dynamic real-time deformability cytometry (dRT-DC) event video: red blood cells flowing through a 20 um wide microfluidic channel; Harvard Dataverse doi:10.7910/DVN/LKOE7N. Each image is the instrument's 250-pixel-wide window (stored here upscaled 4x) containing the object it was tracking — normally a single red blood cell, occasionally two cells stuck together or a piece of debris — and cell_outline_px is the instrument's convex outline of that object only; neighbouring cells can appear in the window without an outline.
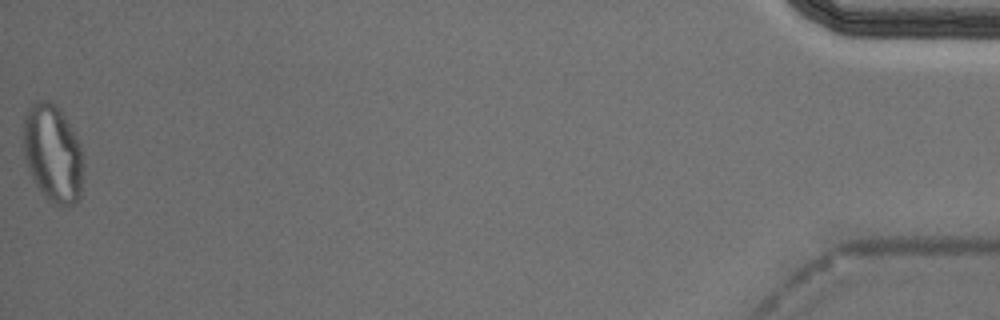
{"species": "Egyptian fruit bat (a non-hibernating species)", "species_latin": "Rousettus aegyptiacus", "temperature_condition": "cold", "stored_images_in_passage": 41, "segment_of_instrument_passage": [2, 2], "camera_frame_rate_fps": 3000, "um_per_image_px": 0.085, "animal": {"sex": "male"}, "frame": {"image": 1, "passage_image": 41, "time_ms": 13.333, "image_size_px": [1000, 320], "cell_outline_px": [[84, 164], [80, 200], [68, 208], [60, 208], [52, 204], [44, 196], [32, 180], [24, 160], [24, 116], [28, 108], [36, 100], [52, 100], [56, 104], [64, 116], [76, 136], [80, 144]], "centroid_in_image_um": [4.5, 13.1], "position_along_channel_um": 430.7, "area_um2": 35.03}}